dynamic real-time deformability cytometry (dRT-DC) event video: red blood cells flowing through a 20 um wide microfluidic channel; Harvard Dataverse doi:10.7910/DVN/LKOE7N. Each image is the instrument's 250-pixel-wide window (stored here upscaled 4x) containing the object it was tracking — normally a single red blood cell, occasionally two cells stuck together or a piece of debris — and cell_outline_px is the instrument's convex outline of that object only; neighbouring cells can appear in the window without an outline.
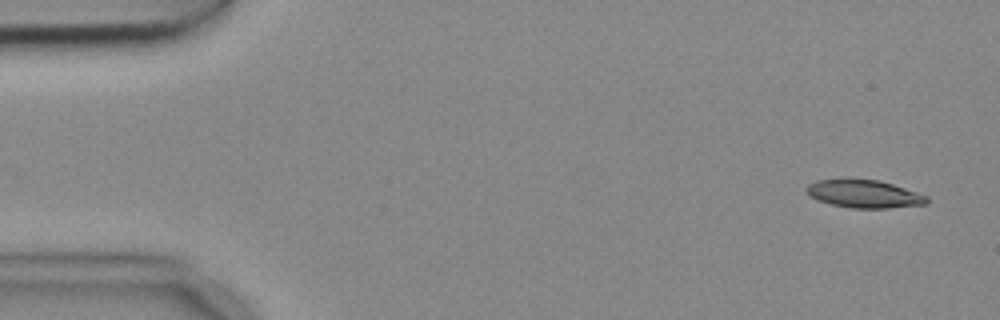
{"species": "common noctule bat (a hibernating species)", "species_latin": "Nyctalus noctula", "temperature_condition": "cold", "stored_images_in_passage": 4, "camera_frame_rate_fps": 3000, "um_per_image_px": 0.085, "animal": {"sex": "female", "body_mass_g": 18.4}, "frame": {"image": 1, "passage_image": 1, "time_ms": 0.0, "image_size_px": [1000, 320], "cell_outline_px": [[928, 204], [888, 208], [852, 208], [832, 204], [820, 200], [812, 196], [804, 188], [808, 184], [816, 180], [880, 180], [928, 196]], "centroid_in_image_um": [73.49, 16.49], "position_along_channel_um": 11.5, "area_um2": 19.13}}
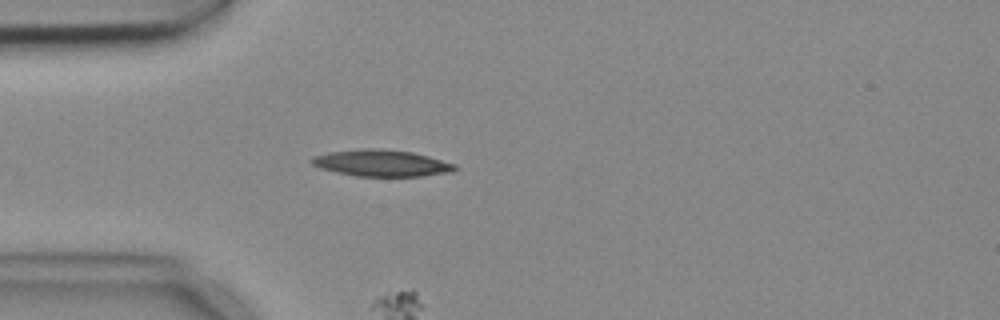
{"frame": {"image": 2, "passage_image": 4, "time_ms": 1.0, "image_size_px": [1000, 320], "cell_outline_px": [[456, 168], [452, 172], [424, 176], [356, 176], [336, 172], [320, 168], [312, 164], [308, 160], [312, 156], [328, 152], [360, 148], [380, 148], [412, 152], [428, 156], [456, 164]], "centroid_in_image_um": [32.39, 13.85], "position_along_channel_um": 52.6, "area_um2": 22.37}}